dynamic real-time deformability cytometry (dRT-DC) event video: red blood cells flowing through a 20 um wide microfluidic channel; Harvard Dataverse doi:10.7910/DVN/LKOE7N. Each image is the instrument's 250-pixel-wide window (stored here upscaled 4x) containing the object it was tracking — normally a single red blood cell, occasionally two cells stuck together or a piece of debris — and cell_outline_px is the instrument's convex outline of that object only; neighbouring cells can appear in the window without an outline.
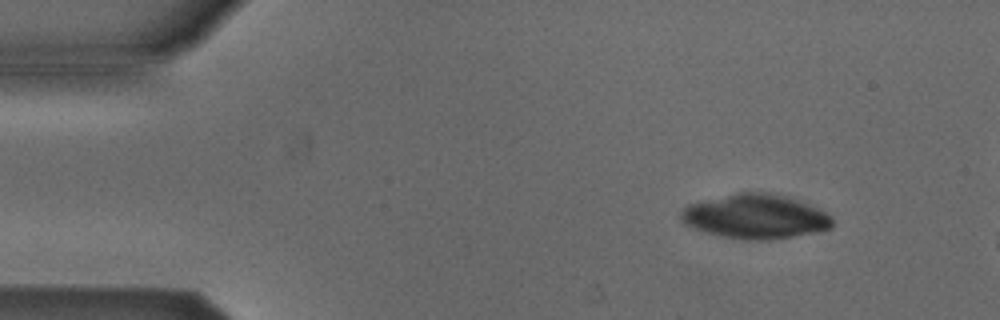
{"species": "Egyptian fruit bat (a non-hibernating species)", "species_latin": "Rousettus aegyptiacus", "temperature_condition": "cold", "stored_images_in_passage": 4, "camera_frame_rate_fps": 3000, "um_per_image_px": 0.085, "animal": {"sex": "male"}, "frame": {"image": 1, "passage_image": 2, "time_ms": 0.333, "image_size_px": [1000, 320], "cell_outline_px": [[832, 228], [824, 232], [768, 240], [740, 240], [720, 236], [684, 224], [680, 220], [680, 208], [688, 204], [740, 192], [768, 192], [788, 196], [816, 208], [832, 216]], "centroid_in_image_um": [64.22, 18.42], "position_along_channel_um": 20.8, "area_um2": 39.42}}